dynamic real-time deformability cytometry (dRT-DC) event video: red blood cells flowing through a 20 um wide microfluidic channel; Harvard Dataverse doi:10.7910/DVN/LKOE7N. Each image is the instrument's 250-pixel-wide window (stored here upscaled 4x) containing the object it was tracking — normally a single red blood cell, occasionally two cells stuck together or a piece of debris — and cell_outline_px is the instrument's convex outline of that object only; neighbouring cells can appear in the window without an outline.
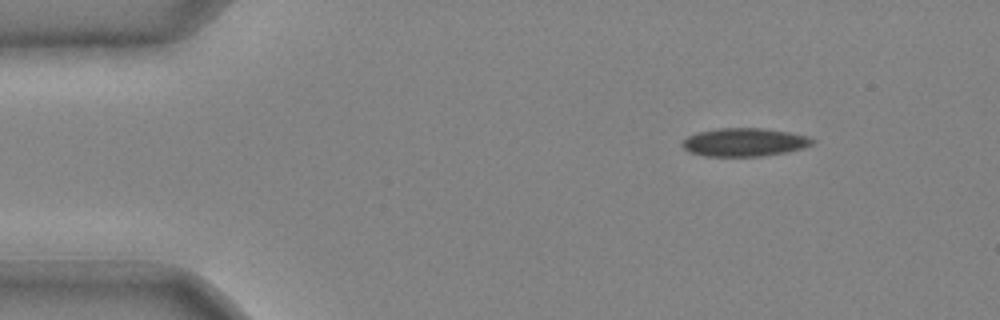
{"species": "common noctule bat (a hibernating species)", "species_latin": "Nyctalus noctula", "temperature_condition": "cold", "stored_images_in_passage": 36, "camera_frame_rate_fps": 3000, "um_per_image_px": 0.085, "animal": {"sex": "male", "body_mass_g": 20.4}, "frame": {"image": 1, "passage_image": 1, "time_ms": 0.0, "image_size_px": [1000, 320], "cell_outline_px": [[816, 140], [812, 144], [804, 148], [784, 152], [760, 156], [704, 156], [688, 152], [680, 144], [688, 136], [696, 132], [716, 128], [764, 128], [788, 132], [808, 136]], "centroid_in_image_um": [63.24, 12.08], "position_along_channel_um": 21.8, "area_um2": 21.5}}
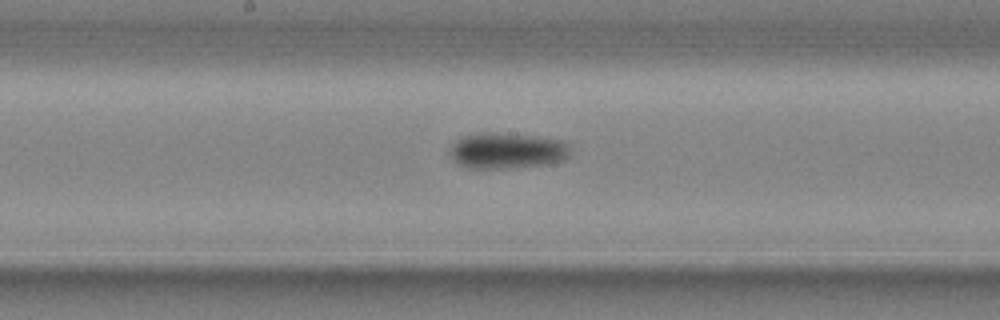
{"frame": {"image": 2, "passage_image": 18, "time_ms": 5.667, "image_size_px": [1000, 320], "cell_outline_px": [[572, 148], [568, 156], [564, 160], [548, 164], [512, 168], [468, 168], [456, 164], [448, 156], [448, 152], [452, 144], [456, 140], [464, 136], [476, 132], [496, 132], [536, 136], [564, 140]], "centroid_in_image_um": [43.08, 12.8], "position_along_channel_um": 205.1, "area_um2": 25.89}}
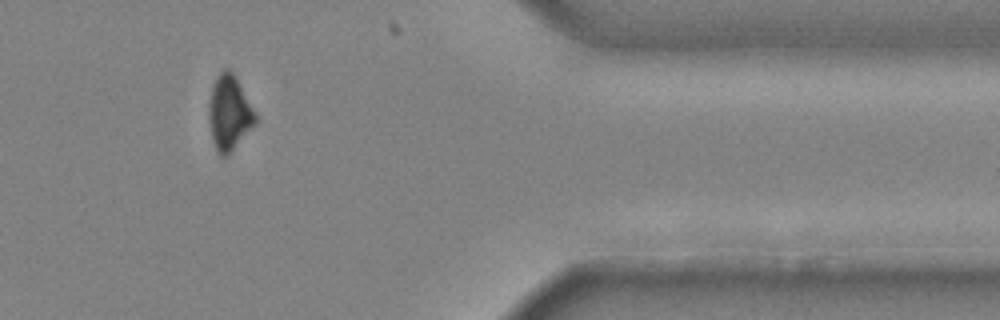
{"frame": {"image": 3, "passage_image": 32, "time_ms": 10.333, "image_size_px": [1000, 320], "cell_outline_px": [[256, 124], [224, 156], [220, 156], [216, 152], [212, 140], [208, 120], [208, 108], [212, 84], [216, 76], [224, 68], [228, 68], [236, 76], [256, 112]], "centroid_in_image_um": [19.47, 9.54], "position_along_channel_um": 391.9, "area_um2": 20.35}}